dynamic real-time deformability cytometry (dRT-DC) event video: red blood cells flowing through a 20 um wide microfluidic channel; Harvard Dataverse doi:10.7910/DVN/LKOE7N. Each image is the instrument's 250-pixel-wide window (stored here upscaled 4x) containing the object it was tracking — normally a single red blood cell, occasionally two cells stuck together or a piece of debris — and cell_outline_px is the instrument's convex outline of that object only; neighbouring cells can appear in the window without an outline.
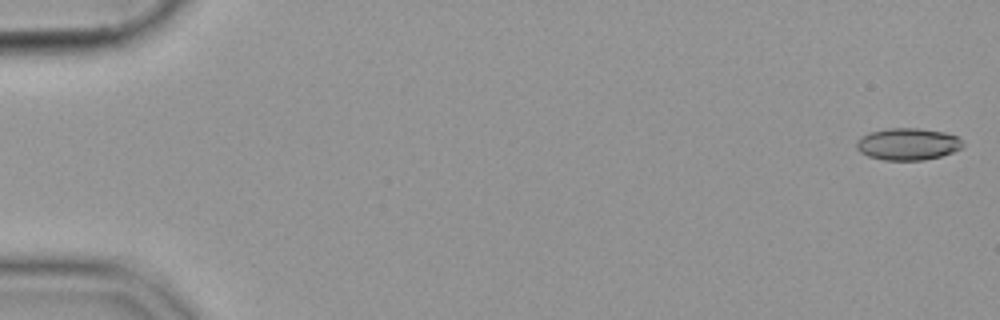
{"species": "common noctule bat (a hibernating species)", "species_latin": "Nyctalus noctula", "temperature_condition": "cold", "stored_images_in_passage": 55, "camera_frame_rate_fps": 3000, "um_per_image_px": 0.085, "animal": {"sex": "female", "body_mass_g": 19.9}, "frame": {"image": 1, "passage_image": 1, "time_ms": 0.0, "image_size_px": [1000, 320], "cell_outline_px": [[964, 144], [960, 148], [952, 152], [940, 156], [924, 160], [884, 160], [868, 156], [860, 152], [856, 148], [856, 140], [860, 136], [868, 132], [888, 128], [920, 128], [944, 132], [956, 136]], "centroid_in_image_um": [77.11, 12.24], "position_along_channel_um": 7.9, "area_um2": 19.88}}
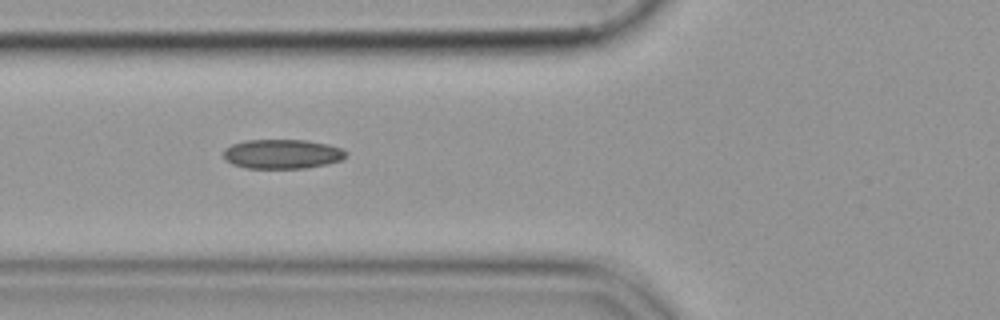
{"frame": {"image": 2, "passage_image": 21, "time_ms": 6.667, "image_size_px": [1000, 320], "cell_outline_px": [[348, 152], [340, 160], [324, 164], [304, 168], [248, 168], [232, 164], [224, 156], [224, 148], [232, 144], [244, 140], [308, 140], [328, 144], [340, 148]], "centroid_in_image_um": [23.97, 13.08], "position_along_channel_um": 101.8, "area_um2": 20.81}}
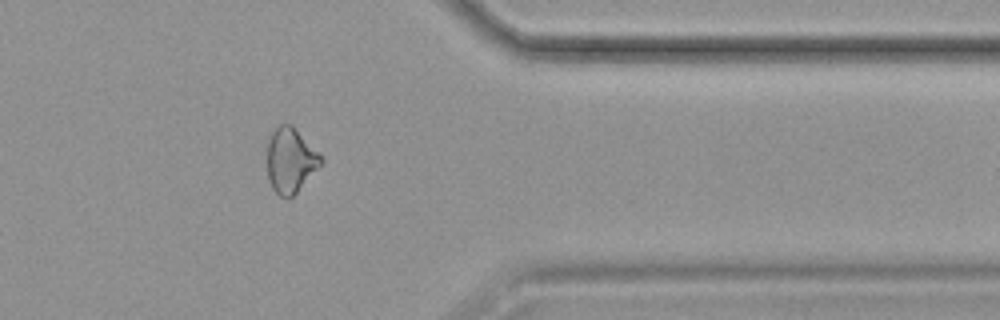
{"frame": {"image": 3, "passage_image": 45, "time_ms": 14.667, "image_size_px": [1000, 320], "cell_outline_px": [[324, 164], [288, 200], [280, 196], [272, 188], [268, 176], [268, 132], [280, 124], [292, 124], [324, 160]], "centroid_in_image_um": [24.69, 13.62], "position_along_channel_um": 386.7, "area_um2": 20.46}}